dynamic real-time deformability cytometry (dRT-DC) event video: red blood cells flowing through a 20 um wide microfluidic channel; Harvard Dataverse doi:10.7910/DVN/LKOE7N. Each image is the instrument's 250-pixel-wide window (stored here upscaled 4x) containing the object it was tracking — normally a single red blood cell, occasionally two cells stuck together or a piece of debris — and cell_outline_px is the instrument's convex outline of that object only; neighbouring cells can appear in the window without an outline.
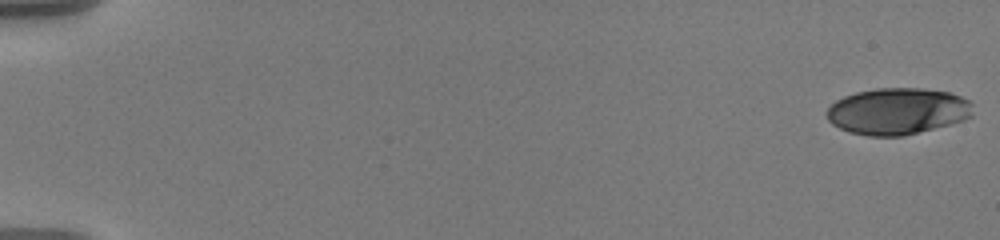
{"species": "human", "species_latin": "Homo sapiens", "temperature_condition": "warm", "stored_images_in_passage": 58, "camera_frame_rate_fps": 3000, "um_per_image_px": 0.085, "donor": {"sex": "male"}, "frame": {"image": 1, "passage_image": 1, "time_ms": 0.0, "image_size_px": [1000, 240], "cell_outline_px": [[972, 116], [964, 120], [904, 136], [868, 136], [848, 132], [832, 124], [828, 120], [828, 108], [836, 100], [844, 96], [856, 92], [876, 88], [920, 88], [948, 92], [960, 96], [968, 100], [972, 104]], "centroid_in_image_um": [76.29, 9.45], "position_along_channel_um": 8.7, "area_um2": 39.59}}
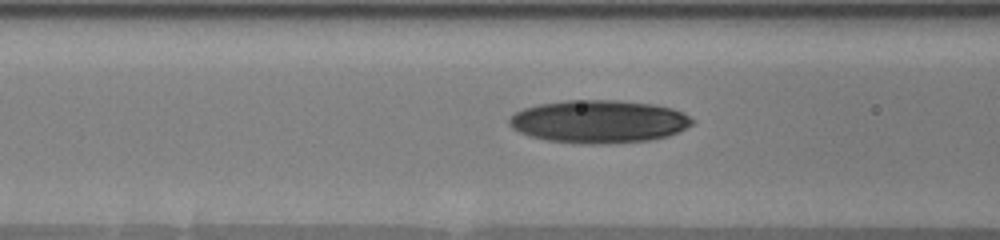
{"frame": {"image": 2, "passage_image": 25, "time_ms": 8.0, "image_size_px": [1000, 240], "cell_outline_px": [[696, 120], [692, 124], [668, 136], [652, 140], [596, 144], [580, 144], [548, 140], [532, 136], [520, 132], [512, 128], [508, 124], [508, 120], [516, 112], [524, 108], [540, 104], [564, 100], [620, 100], [652, 104], [672, 108], [684, 112]], "centroid_in_image_um": [50.92, 10.32], "position_along_channel_um": 115.7, "area_um2": 45.72}}
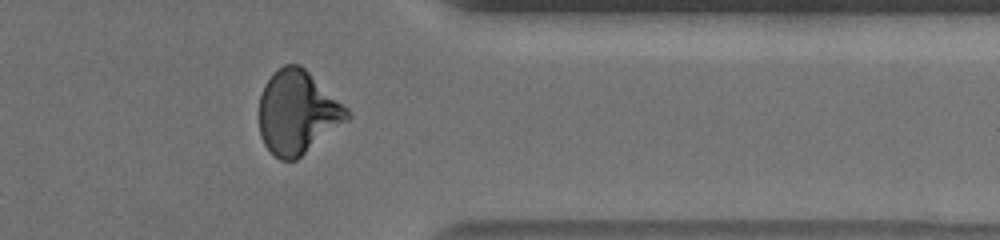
{"frame": {"image": 3, "passage_image": 48, "time_ms": 15.667, "image_size_px": [1000, 240], "cell_outline_px": [[352, 116], [348, 120], [296, 160], [280, 160], [264, 144], [260, 136], [260, 96], [264, 84], [272, 72], [284, 64], [300, 64], [348, 108], [352, 112]], "centroid_in_image_um": [25.29, 9.54], "position_along_channel_um": 386.1, "area_um2": 42.71}, "authors_computed_cell_mechanics": {"area_um2": 41.905, "velocity_mm_per_s": 3.5989, "shape_relaxation_time_tau1_ms": 9.6141, "shape_relaxation_time_tau2_ms": 1.9441, "deformation_change_tau1": 0.2502, "deformation_change_tau2": 0.0799}}